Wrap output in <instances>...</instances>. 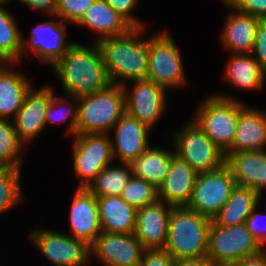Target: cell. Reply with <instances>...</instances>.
Here are the masks:
<instances>
[{"instance_id":"obj_1","label":"cell","mask_w":266,"mask_h":266,"mask_svg":"<svg viewBox=\"0 0 266 266\" xmlns=\"http://www.w3.org/2000/svg\"><path fill=\"white\" fill-rule=\"evenodd\" d=\"M90 44L75 42L51 68L64 95L79 98L103 90L111 84L100 47L96 42Z\"/></svg>"},{"instance_id":"obj_2","label":"cell","mask_w":266,"mask_h":266,"mask_svg":"<svg viewBox=\"0 0 266 266\" xmlns=\"http://www.w3.org/2000/svg\"><path fill=\"white\" fill-rule=\"evenodd\" d=\"M145 27H133L126 34L100 39L104 65L111 84L124 86L147 79L149 37L142 38Z\"/></svg>"},{"instance_id":"obj_3","label":"cell","mask_w":266,"mask_h":266,"mask_svg":"<svg viewBox=\"0 0 266 266\" xmlns=\"http://www.w3.org/2000/svg\"><path fill=\"white\" fill-rule=\"evenodd\" d=\"M211 222L187 207H173L164 249L175 260L207 257Z\"/></svg>"},{"instance_id":"obj_4","label":"cell","mask_w":266,"mask_h":266,"mask_svg":"<svg viewBox=\"0 0 266 266\" xmlns=\"http://www.w3.org/2000/svg\"><path fill=\"white\" fill-rule=\"evenodd\" d=\"M200 101L192 119L223 152L231 145L238 124V100L233 94L207 93Z\"/></svg>"},{"instance_id":"obj_5","label":"cell","mask_w":266,"mask_h":266,"mask_svg":"<svg viewBox=\"0 0 266 266\" xmlns=\"http://www.w3.org/2000/svg\"><path fill=\"white\" fill-rule=\"evenodd\" d=\"M125 113V94L122 86L110 84L103 90L78 98L76 135L110 134Z\"/></svg>"},{"instance_id":"obj_6","label":"cell","mask_w":266,"mask_h":266,"mask_svg":"<svg viewBox=\"0 0 266 266\" xmlns=\"http://www.w3.org/2000/svg\"><path fill=\"white\" fill-rule=\"evenodd\" d=\"M176 41L167 28L149 36L147 79L164 87L168 92L182 90L188 85L183 57Z\"/></svg>"},{"instance_id":"obj_7","label":"cell","mask_w":266,"mask_h":266,"mask_svg":"<svg viewBox=\"0 0 266 266\" xmlns=\"http://www.w3.org/2000/svg\"><path fill=\"white\" fill-rule=\"evenodd\" d=\"M169 137L175 154L186 161L197 174L218 169L225 164L224 152L192 118L181 128L171 131Z\"/></svg>"},{"instance_id":"obj_8","label":"cell","mask_w":266,"mask_h":266,"mask_svg":"<svg viewBox=\"0 0 266 266\" xmlns=\"http://www.w3.org/2000/svg\"><path fill=\"white\" fill-rule=\"evenodd\" d=\"M245 223L234 226H220L213 220L209 228L207 258L214 266H231L242 259L261 251Z\"/></svg>"},{"instance_id":"obj_9","label":"cell","mask_w":266,"mask_h":266,"mask_svg":"<svg viewBox=\"0 0 266 266\" xmlns=\"http://www.w3.org/2000/svg\"><path fill=\"white\" fill-rule=\"evenodd\" d=\"M72 138V169L80 180L77 188H88L106 166L114 164L111 137L95 133Z\"/></svg>"},{"instance_id":"obj_10","label":"cell","mask_w":266,"mask_h":266,"mask_svg":"<svg viewBox=\"0 0 266 266\" xmlns=\"http://www.w3.org/2000/svg\"><path fill=\"white\" fill-rule=\"evenodd\" d=\"M27 239L52 266H89L90 246L64 231L32 229Z\"/></svg>"},{"instance_id":"obj_11","label":"cell","mask_w":266,"mask_h":266,"mask_svg":"<svg viewBox=\"0 0 266 266\" xmlns=\"http://www.w3.org/2000/svg\"><path fill=\"white\" fill-rule=\"evenodd\" d=\"M51 19L34 25L29 38L22 35L20 62L24 56H30L28 54L32 53L42 65L52 68L76 42L67 39L66 22L56 16Z\"/></svg>"},{"instance_id":"obj_12","label":"cell","mask_w":266,"mask_h":266,"mask_svg":"<svg viewBox=\"0 0 266 266\" xmlns=\"http://www.w3.org/2000/svg\"><path fill=\"white\" fill-rule=\"evenodd\" d=\"M235 186V179L226 164L218 169L199 173L187 208L213 220Z\"/></svg>"},{"instance_id":"obj_13","label":"cell","mask_w":266,"mask_h":266,"mask_svg":"<svg viewBox=\"0 0 266 266\" xmlns=\"http://www.w3.org/2000/svg\"><path fill=\"white\" fill-rule=\"evenodd\" d=\"M132 86H128V85ZM125 112L138 119L150 130L167 110V90L149 79L133 81L123 86Z\"/></svg>"},{"instance_id":"obj_14","label":"cell","mask_w":266,"mask_h":266,"mask_svg":"<svg viewBox=\"0 0 266 266\" xmlns=\"http://www.w3.org/2000/svg\"><path fill=\"white\" fill-rule=\"evenodd\" d=\"M34 86L26 93L21 108L12 120L19 140L26 147L47 129L45 112L56 90L50 83L38 89Z\"/></svg>"},{"instance_id":"obj_15","label":"cell","mask_w":266,"mask_h":266,"mask_svg":"<svg viewBox=\"0 0 266 266\" xmlns=\"http://www.w3.org/2000/svg\"><path fill=\"white\" fill-rule=\"evenodd\" d=\"M145 248L134 233L101 232L90 246V260L102 266H139Z\"/></svg>"},{"instance_id":"obj_16","label":"cell","mask_w":266,"mask_h":266,"mask_svg":"<svg viewBox=\"0 0 266 266\" xmlns=\"http://www.w3.org/2000/svg\"><path fill=\"white\" fill-rule=\"evenodd\" d=\"M109 134L114 162L130 164L151 145V130L126 112L116 122Z\"/></svg>"},{"instance_id":"obj_17","label":"cell","mask_w":266,"mask_h":266,"mask_svg":"<svg viewBox=\"0 0 266 266\" xmlns=\"http://www.w3.org/2000/svg\"><path fill=\"white\" fill-rule=\"evenodd\" d=\"M266 150V109L238 100V124L232 145L224 153Z\"/></svg>"},{"instance_id":"obj_18","label":"cell","mask_w":266,"mask_h":266,"mask_svg":"<svg viewBox=\"0 0 266 266\" xmlns=\"http://www.w3.org/2000/svg\"><path fill=\"white\" fill-rule=\"evenodd\" d=\"M69 214L70 236L91 246L102 232L97 198L87 188H76Z\"/></svg>"},{"instance_id":"obj_19","label":"cell","mask_w":266,"mask_h":266,"mask_svg":"<svg viewBox=\"0 0 266 266\" xmlns=\"http://www.w3.org/2000/svg\"><path fill=\"white\" fill-rule=\"evenodd\" d=\"M172 208L157 199L137 209L134 235L145 249L165 247Z\"/></svg>"},{"instance_id":"obj_20","label":"cell","mask_w":266,"mask_h":266,"mask_svg":"<svg viewBox=\"0 0 266 266\" xmlns=\"http://www.w3.org/2000/svg\"><path fill=\"white\" fill-rule=\"evenodd\" d=\"M227 11L220 31V45L230 54L252 53L259 17L236 8Z\"/></svg>"},{"instance_id":"obj_21","label":"cell","mask_w":266,"mask_h":266,"mask_svg":"<svg viewBox=\"0 0 266 266\" xmlns=\"http://www.w3.org/2000/svg\"><path fill=\"white\" fill-rule=\"evenodd\" d=\"M236 185L266 193V150L224 153Z\"/></svg>"},{"instance_id":"obj_22","label":"cell","mask_w":266,"mask_h":266,"mask_svg":"<svg viewBox=\"0 0 266 266\" xmlns=\"http://www.w3.org/2000/svg\"><path fill=\"white\" fill-rule=\"evenodd\" d=\"M197 175L186 161L175 154L169 173L158 189V199L172 207H187Z\"/></svg>"},{"instance_id":"obj_23","label":"cell","mask_w":266,"mask_h":266,"mask_svg":"<svg viewBox=\"0 0 266 266\" xmlns=\"http://www.w3.org/2000/svg\"><path fill=\"white\" fill-rule=\"evenodd\" d=\"M83 29H89L96 36L92 42L100 39L126 34L133 26L118 12H116L106 0H94L91 7L83 17L75 24Z\"/></svg>"},{"instance_id":"obj_24","label":"cell","mask_w":266,"mask_h":266,"mask_svg":"<svg viewBox=\"0 0 266 266\" xmlns=\"http://www.w3.org/2000/svg\"><path fill=\"white\" fill-rule=\"evenodd\" d=\"M17 68V63L0 65V118L13 120L21 108L26 93L34 85ZM12 67V68H11Z\"/></svg>"},{"instance_id":"obj_25","label":"cell","mask_w":266,"mask_h":266,"mask_svg":"<svg viewBox=\"0 0 266 266\" xmlns=\"http://www.w3.org/2000/svg\"><path fill=\"white\" fill-rule=\"evenodd\" d=\"M227 60L221 78L230 87L246 92H260L266 87V73L259 67L252 53L231 54Z\"/></svg>"},{"instance_id":"obj_26","label":"cell","mask_w":266,"mask_h":266,"mask_svg":"<svg viewBox=\"0 0 266 266\" xmlns=\"http://www.w3.org/2000/svg\"><path fill=\"white\" fill-rule=\"evenodd\" d=\"M170 143L172 149L151 144L147 150L129 164L132 176L141 178L159 189L169 173L172 157L175 155L173 144Z\"/></svg>"},{"instance_id":"obj_27","label":"cell","mask_w":266,"mask_h":266,"mask_svg":"<svg viewBox=\"0 0 266 266\" xmlns=\"http://www.w3.org/2000/svg\"><path fill=\"white\" fill-rule=\"evenodd\" d=\"M100 224L103 232L130 234L135 232L137 209L120 196L97 198Z\"/></svg>"},{"instance_id":"obj_28","label":"cell","mask_w":266,"mask_h":266,"mask_svg":"<svg viewBox=\"0 0 266 266\" xmlns=\"http://www.w3.org/2000/svg\"><path fill=\"white\" fill-rule=\"evenodd\" d=\"M261 198L262 195L258 191L236 185L213 221L220 226L243 224L252 211L262 204Z\"/></svg>"},{"instance_id":"obj_29","label":"cell","mask_w":266,"mask_h":266,"mask_svg":"<svg viewBox=\"0 0 266 266\" xmlns=\"http://www.w3.org/2000/svg\"><path fill=\"white\" fill-rule=\"evenodd\" d=\"M9 1H0V62L20 64L22 31Z\"/></svg>"},{"instance_id":"obj_30","label":"cell","mask_w":266,"mask_h":266,"mask_svg":"<svg viewBox=\"0 0 266 266\" xmlns=\"http://www.w3.org/2000/svg\"><path fill=\"white\" fill-rule=\"evenodd\" d=\"M132 177L129 164L119 163L106 166L87 188L96 198L120 196Z\"/></svg>"},{"instance_id":"obj_31","label":"cell","mask_w":266,"mask_h":266,"mask_svg":"<svg viewBox=\"0 0 266 266\" xmlns=\"http://www.w3.org/2000/svg\"><path fill=\"white\" fill-rule=\"evenodd\" d=\"M53 95L48 109L45 112L46 127L50 123H64L68 122L65 126L64 136L74 137L77 131V120H78V98L73 96H56Z\"/></svg>"},{"instance_id":"obj_32","label":"cell","mask_w":266,"mask_h":266,"mask_svg":"<svg viewBox=\"0 0 266 266\" xmlns=\"http://www.w3.org/2000/svg\"><path fill=\"white\" fill-rule=\"evenodd\" d=\"M28 149L18 138L12 121L0 118V161L7 168H23V156Z\"/></svg>"},{"instance_id":"obj_33","label":"cell","mask_w":266,"mask_h":266,"mask_svg":"<svg viewBox=\"0 0 266 266\" xmlns=\"http://www.w3.org/2000/svg\"><path fill=\"white\" fill-rule=\"evenodd\" d=\"M21 172L22 168H6L0 172V216L26 202L21 190Z\"/></svg>"},{"instance_id":"obj_34","label":"cell","mask_w":266,"mask_h":266,"mask_svg":"<svg viewBox=\"0 0 266 266\" xmlns=\"http://www.w3.org/2000/svg\"><path fill=\"white\" fill-rule=\"evenodd\" d=\"M120 197L130 206L140 209L158 199V189L145 180L132 176Z\"/></svg>"},{"instance_id":"obj_35","label":"cell","mask_w":266,"mask_h":266,"mask_svg":"<svg viewBox=\"0 0 266 266\" xmlns=\"http://www.w3.org/2000/svg\"><path fill=\"white\" fill-rule=\"evenodd\" d=\"M94 0H57L55 16L75 25L91 7Z\"/></svg>"},{"instance_id":"obj_36","label":"cell","mask_w":266,"mask_h":266,"mask_svg":"<svg viewBox=\"0 0 266 266\" xmlns=\"http://www.w3.org/2000/svg\"><path fill=\"white\" fill-rule=\"evenodd\" d=\"M262 207L265 212H258L259 204L245 220V225L257 242L266 248V206Z\"/></svg>"},{"instance_id":"obj_37","label":"cell","mask_w":266,"mask_h":266,"mask_svg":"<svg viewBox=\"0 0 266 266\" xmlns=\"http://www.w3.org/2000/svg\"><path fill=\"white\" fill-rule=\"evenodd\" d=\"M107 3L122 15L133 27H146L143 21L137 18L133 11L138 10L141 0H106ZM133 12V13H132Z\"/></svg>"},{"instance_id":"obj_38","label":"cell","mask_w":266,"mask_h":266,"mask_svg":"<svg viewBox=\"0 0 266 266\" xmlns=\"http://www.w3.org/2000/svg\"><path fill=\"white\" fill-rule=\"evenodd\" d=\"M252 55L266 73V18H259Z\"/></svg>"},{"instance_id":"obj_39","label":"cell","mask_w":266,"mask_h":266,"mask_svg":"<svg viewBox=\"0 0 266 266\" xmlns=\"http://www.w3.org/2000/svg\"><path fill=\"white\" fill-rule=\"evenodd\" d=\"M175 259L164 248L145 249L139 266H173Z\"/></svg>"},{"instance_id":"obj_40","label":"cell","mask_w":266,"mask_h":266,"mask_svg":"<svg viewBox=\"0 0 266 266\" xmlns=\"http://www.w3.org/2000/svg\"><path fill=\"white\" fill-rule=\"evenodd\" d=\"M235 8L245 14L266 18V0H238Z\"/></svg>"},{"instance_id":"obj_41","label":"cell","mask_w":266,"mask_h":266,"mask_svg":"<svg viewBox=\"0 0 266 266\" xmlns=\"http://www.w3.org/2000/svg\"><path fill=\"white\" fill-rule=\"evenodd\" d=\"M13 0H10L11 3ZM23 6L30 8L32 12L37 11L39 13L44 12V14L50 18L55 16L57 0H17Z\"/></svg>"},{"instance_id":"obj_42","label":"cell","mask_w":266,"mask_h":266,"mask_svg":"<svg viewBox=\"0 0 266 266\" xmlns=\"http://www.w3.org/2000/svg\"><path fill=\"white\" fill-rule=\"evenodd\" d=\"M231 266H266V248L254 255H250Z\"/></svg>"},{"instance_id":"obj_43","label":"cell","mask_w":266,"mask_h":266,"mask_svg":"<svg viewBox=\"0 0 266 266\" xmlns=\"http://www.w3.org/2000/svg\"><path fill=\"white\" fill-rule=\"evenodd\" d=\"M173 266H214L207 258L175 260Z\"/></svg>"},{"instance_id":"obj_44","label":"cell","mask_w":266,"mask_h":266,"mask_svg":"<svg viewBox=\"0 0 266 266\" xmlns=\"http://www.w3.org/2000/svg\"><path fill=\"white\" fill-rule=\"evenodd\" d=\"M224 5V8H227L228 10L235 8V5L237 4L238 0H220Z\"/></svg>"},{"instance_id":"obj_45","label":"cell","mask_w":266,"mask_h":266,"mask_svg":"<svg viewBox=\"0 0 266 266\" xmlns=\"http://www.w3.org/2000/svg\"><path fill=\"white\" fill-rule=\"evenodd\" d=\"M7 167L0 161V172L5 170Z\"/></svg>"}]
</instances>
